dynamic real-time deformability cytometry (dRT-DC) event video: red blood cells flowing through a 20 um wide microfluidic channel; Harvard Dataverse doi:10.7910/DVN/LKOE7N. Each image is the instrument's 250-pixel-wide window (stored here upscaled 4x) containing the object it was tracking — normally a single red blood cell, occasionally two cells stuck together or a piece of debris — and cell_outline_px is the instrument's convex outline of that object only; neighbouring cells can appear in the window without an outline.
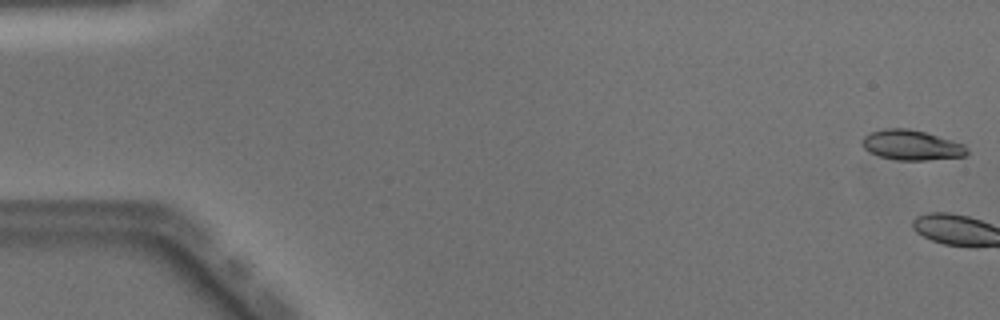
{"species": "Egyptian fruit bat (a non-hibernating species)", "species_latin": "Rousettus aegyptiacus", "temperature_condition": "warm", "stored_images_in_passage": 3, "camera_frame_rate_fps": 3000, "um_per_image_px": 0.085, "animal": {"sex": "male"}, "frame": {"image": 1, "passage_image": 1, "time_ms": 0.0, "image_size_px": [1000, 320], "cell_outline_px": [[968, 152], [964, 156], [928, 160], [896, 160], [880, 156], [868, 152], [860, 144], [860, 140], [864, 136], [872, 132], [884, 128], [908, 128], [924, 132], [952, 140], [964, 144], [968, 148]], "centroid_in_image_um": [77.45, 12.33], "position_along_channel_um": 7.6, "area_um2": 18.44}}